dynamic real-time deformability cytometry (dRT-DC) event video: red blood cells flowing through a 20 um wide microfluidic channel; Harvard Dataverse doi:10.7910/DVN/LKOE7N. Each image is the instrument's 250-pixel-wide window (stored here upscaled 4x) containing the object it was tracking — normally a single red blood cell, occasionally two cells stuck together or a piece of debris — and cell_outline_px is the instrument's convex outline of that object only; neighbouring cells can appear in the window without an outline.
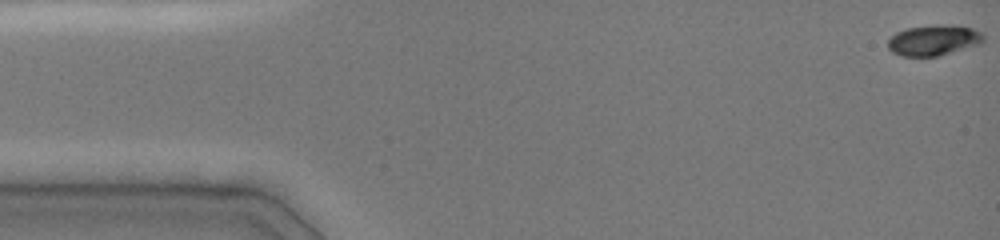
{"species": "common noctule bat (a hibernating species)", "species_latin": "Nyctalus noctula", "temperature_condition": "cold", "stored_images_in_passage": 45, "camera_frame_rate_fps": 3000, "um_per_image_px": 0.085, "animal": {"sex": "female", "body_mass_g": 19.0, "forearm_length_mm": 51.5}, "frame": {"image": 1, "passage_image": 1, "time_ms": 0.0, "image_size_px": [1000, 240], "cell_outline_px": [[984, 40], [980, 44], [940, 56], [900, 56], [892, 52], [888, 48], [888, 40], [896, 32], [908, 28], [936, 24], [952, 24], [972, 28], [984, 32]], "centroid_in_image_um": [79.4, 3.41], "position_along_channel_um": 5.6, "area_um2": 17.34}}
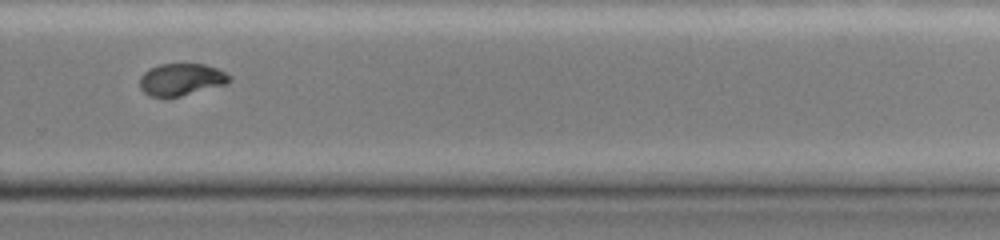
{"frame": {"image": 2, "passage_image": 33, "time_ms": 10.667, "image_size_px": [1000, 240], "cell_outline_px": [[232, 80], [228, 84], [180, 96], [148, 96], [140, 88], [140, 76], [148, 68], [160, 64], [204, 64], [216, 68], [224, 72]], "centroid_in_image_um": [15.39, 6.75], "position_along_channel_um": 314.4, "area_um2": 16.7}}
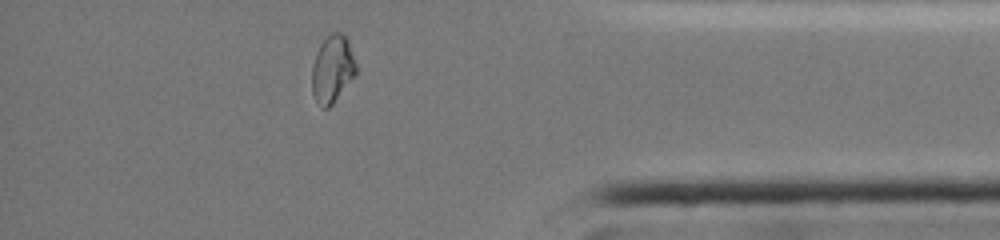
{"frame": {"image": 3, "passage_image": 41, "time_ms": 13.333, "image_size_px": [1000, 240], "cell_outline_px": [[356, 76], [332, 104], [328, 108], [324, 108], [316, 100], [312, 92], [312, 64], [316, 52], [320, 44], [332, 32], [340, 32], [348, 40], [356, 64]], "centroid_in_image_um": [28.26, 5.87], "position_along_channel_um": 406.9, "area_um2": 17.28}, "authors_computed_cell_mechanics": {"area_um2": 17.4556, "velocity_mm_per_s": 4.0663, "shape_relaxation_time_tau1_ms": 7.1428, "shape_relaxation_time_tau2_ms": 1.1421, "deformation_change_tau1": 0.2015, "deformation_change_tau2": 0.031}}